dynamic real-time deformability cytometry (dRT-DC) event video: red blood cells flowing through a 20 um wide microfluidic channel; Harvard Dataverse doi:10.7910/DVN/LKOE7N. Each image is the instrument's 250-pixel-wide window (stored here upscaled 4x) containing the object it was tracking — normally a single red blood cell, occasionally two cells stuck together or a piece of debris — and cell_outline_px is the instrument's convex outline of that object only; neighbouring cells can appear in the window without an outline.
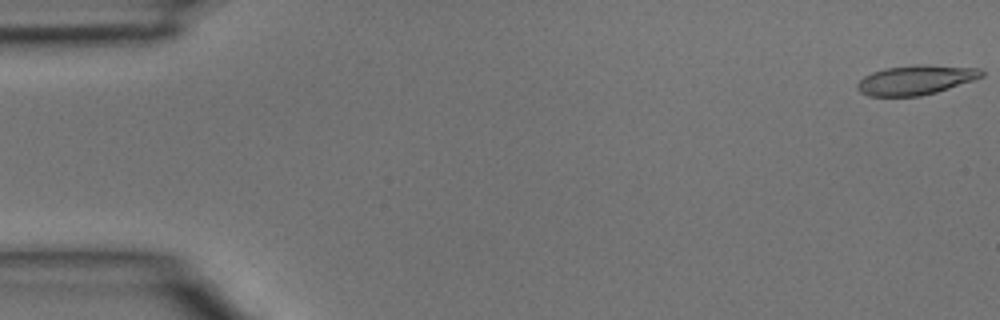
{"species": "common noctule bat (a hibernating species)", "species_latin": "Nyctalus noctula", "temperature_condition": "room temperature", "stored_images_in_passage": 4, "camera_frame_rate_fps": 3000, "um_per_image_px": 0.085, "animal": {"sex": "male", "body_mass_g": 15.6}, "frame": {"image": 1, "passage_image": 1, "time_ms": 0.0, "image_size_px": [1000, 320], "cell_outline_px": [[984, 76], [936, 92], [920, 96], [868, 96], [860, 92], [856, 88], [856, 84], [864, 76], [872, 72], [884, 68], [916, 64], [928, 64], [980, 68], [984, 72]], "centroid_in_image_um": [77.82, 6.78], "position_along_channel_um": 7.2, "area_um2": 21.5}}